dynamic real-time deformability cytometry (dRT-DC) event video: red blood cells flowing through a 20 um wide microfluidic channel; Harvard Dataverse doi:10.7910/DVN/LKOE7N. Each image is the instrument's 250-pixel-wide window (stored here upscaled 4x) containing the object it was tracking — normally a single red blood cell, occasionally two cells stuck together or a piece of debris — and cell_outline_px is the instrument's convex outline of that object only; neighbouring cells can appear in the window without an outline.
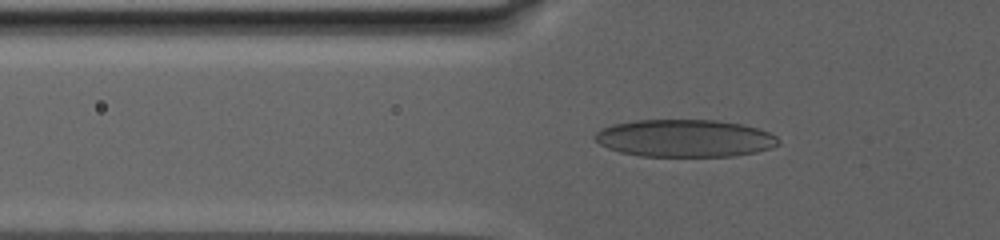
{"species": "human", "species_latin": "Homo sapiens", "temperature_condition": "warm", "stored_images_in_passage": 58, "camera_frame_rate_fps": 3000, "um_per_image_px": 0.085, "donor": {"sex": "male"}, "frame": {"image": 1, "passage_image": 2, "time_ms": 0.333, "image_size_px": [1000, 240], "cell_outline_px": [[780, 144], [756, 152], [732, 156], [640, 156], [620, 152], [608, 148], [600, 144], [592, 136], [600, 128], [612, 124], [636, 120], [716, 120], [740, 124], [756, 128], [768, 132], [776, 136], [780, 140]], "centroid_in_image_um": [58.17, 11.75], "position_along_channel_um": 67.6, "area_um2": 40.06}}
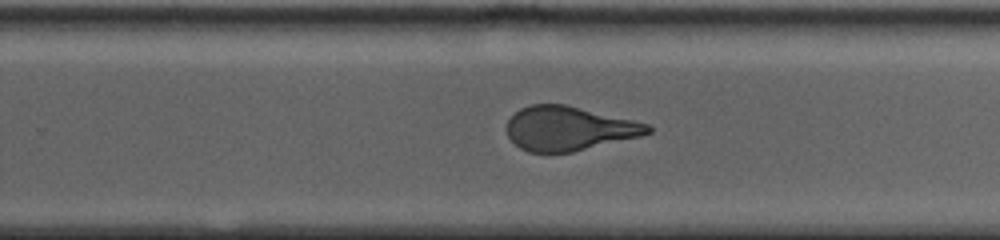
{"frame": {"image": 2, "passage_image": 33, "time_ms": 9.667, "image_size_px": [1000, 240], "cell_outline_px": [[652, 132], [640, 136], [572, 152], [528, 152], [520, 148], [508, 136], [508, 120], [520, 108], [532, 104], [564, 104], [632, 120], [648, 124], [652, 128]], "centroid_in_image_um": [48.34, 10.92], "position_along_channel_um": 281.5, "area_um2": 35.78}}
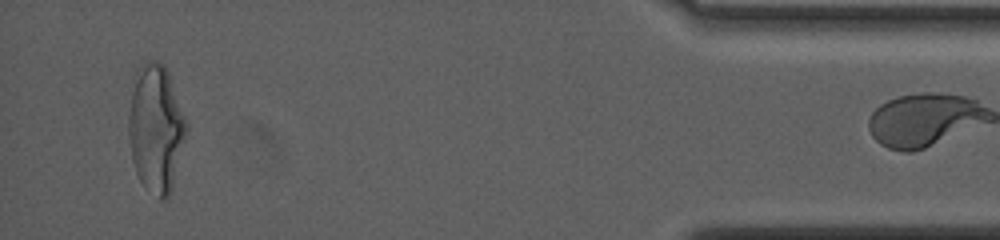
{"frame": {"image": 3, "passage_image": 57, "time_ms": 18.0, "image_size_px": [1000, 240], "cell_outline_px": [[188, 132], [172, 188], [168, 196], [164, 200], [160, 200], [140, 180], [136, 172], [132, 160], [128, 136], [128, 116], [132, 76], [136, 68], [144, 60], [160, 60], [164, 64], [168, 72], [188, 124]], "centroid_in_image_um": [13.24, 10.83], "position_along_channel_um": 422.0, "area_um2": 43.75}}